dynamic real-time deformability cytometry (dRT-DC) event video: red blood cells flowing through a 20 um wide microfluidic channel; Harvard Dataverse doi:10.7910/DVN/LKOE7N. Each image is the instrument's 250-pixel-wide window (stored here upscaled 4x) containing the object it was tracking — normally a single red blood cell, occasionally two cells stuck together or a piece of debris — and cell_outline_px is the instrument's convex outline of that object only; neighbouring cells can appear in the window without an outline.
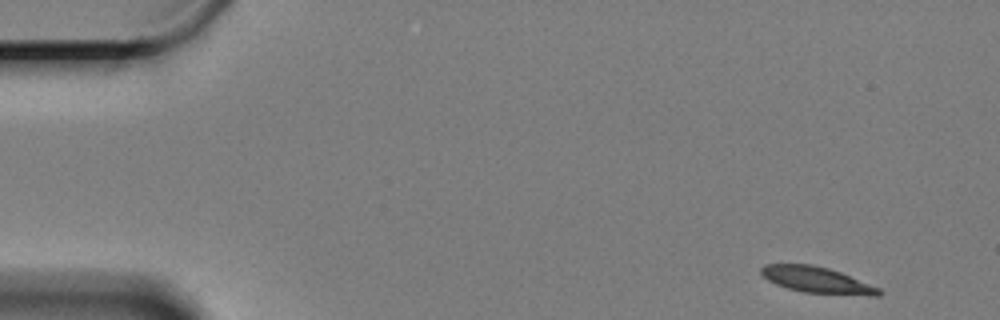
{"species": "Egyptian fruit bat (a non-hibernating species)", "species_latin": "Rousettus aegyptiacus", "temperature_condition": "cold", "stored_images_in_passage": 57, "camera_frame_rate_fps": 3000, "um_per_image_px": 0.085, "animal": {"sex": "female"}, "frame": {"image": 1, "passage_image": 1, "time_ms": 0.0, "image_size_px": [1000, 320], "cell_outline_px": [[884, 292], [880, 296], [868, 296], [804, 292], [788, 288], [776, 284], [768, 280], [760, 272], [760, 268], [764, 264], [812, 264], [828, 268], [840, 272], [880, 288]], "centroid_in_image_um": [69.47, 23.8], "position_along_channel_um": 15.5, "area_um2": 17.98}}
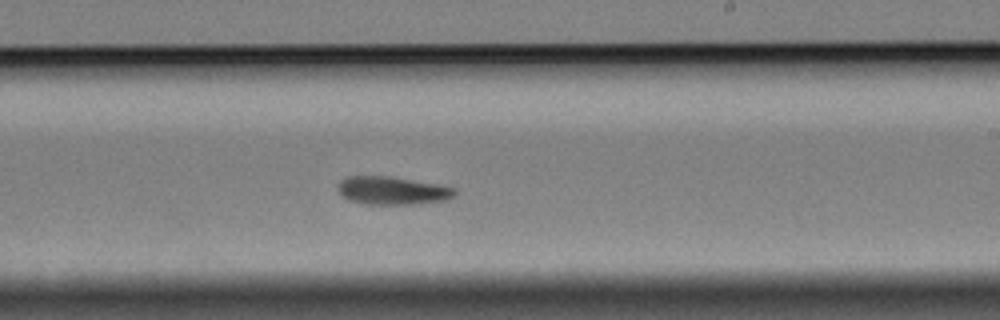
{"frame": {"image": 2, "passage_image": 33, "time_ms": 10.667, "image_size_px": [1000, 320], "cell_outline_px": [[456, 192], [452, 196], [444, 200], [412, 204], [368, 204], [348, 200], [340, 196], [336, 188], [340, 180], [348, 176], [388, 176], [440, 184], [456, 188]], "centroid_in_image_um": [33.29, 16.19], "position_along_channel_um": 255.7, "area_um2": 19.19}}
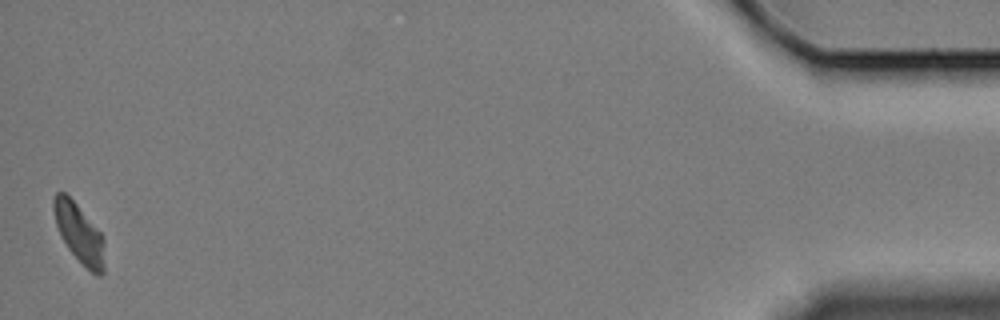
{"frame": {"image": 3, "passage_image": 57, "time_ms": 18.667, "image_size_px": [1000, 320], "cell_outline_px": [[104, 272], [100, 276], [96, 276], [68, 248], [60, 236], [56, 224], [52, 208], [52, 200], [56, 192], [64, 192], [76, 204], [100, 232], [104, 240]], "centroid_in_image_um": [6.72, 19.82], "position_along_channel_um": 428.5, "area_um2": 17.22}, "authors_computed_cell_mechanics": {"area_um2": 18.6694, "velocity_mm_per_s": 3.2587, "shape_relaxation_time_tau1_ms": 4.6094, "shape_relaxation_time_tau2_ms": null, "deformation_change_tau1": 0.1704, "deformation_change_tau2": null}}